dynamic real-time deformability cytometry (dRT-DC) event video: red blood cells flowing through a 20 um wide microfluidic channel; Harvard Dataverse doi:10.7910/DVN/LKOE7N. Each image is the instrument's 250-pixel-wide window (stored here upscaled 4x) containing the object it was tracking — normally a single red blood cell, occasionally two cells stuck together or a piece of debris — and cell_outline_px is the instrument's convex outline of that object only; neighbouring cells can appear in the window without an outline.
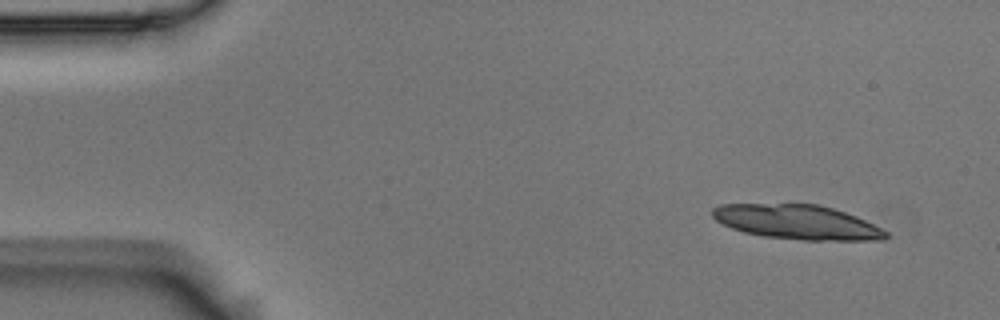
{"species": "Egyptian fruit bat (a non-hibernating species)", "species_latin": "Rousettus aegyptiacus", "temperature_condition": "room temperature", "stored_images_in_passage": 4, "camera_frame_rate_fps": 3000, "um_per_image_px": 0.085, "animal": {"sex": "male"}, "frame": {"image": 1, "passage_image": 1, "time_ms": 0.0, "image_size_px": [1000, 320], "cell_outline_px": [[888, 236], [884, 240], [804, 240], [764, 236], [744, 232], [732, 228], [716, 220], [712, 216], [712, 208], [720, 204], [816, 204], [832, 208], [856, 216], [888, 232]], "centroid_in_image_um": [67.75, 18.87], "position_along_channel_um": 17.3, "area_um2": 34.56}}